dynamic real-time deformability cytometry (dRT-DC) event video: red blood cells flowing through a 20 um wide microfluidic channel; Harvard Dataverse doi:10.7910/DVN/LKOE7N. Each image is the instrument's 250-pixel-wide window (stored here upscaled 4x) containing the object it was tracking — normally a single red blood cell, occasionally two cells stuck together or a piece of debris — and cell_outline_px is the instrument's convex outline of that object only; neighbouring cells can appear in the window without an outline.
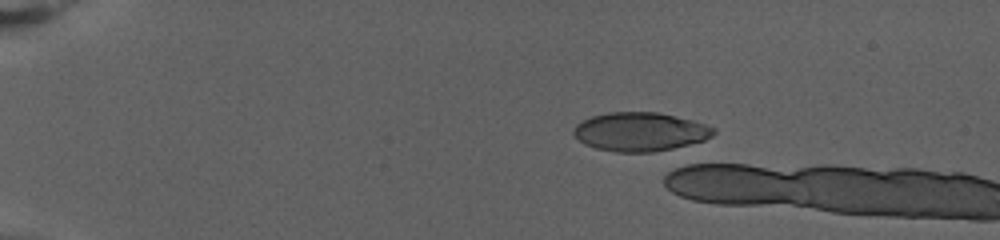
{"species": "human", "species_latin": "Homo sapiens", "temperature_condition": "warm", "stored_images_in_passage": 16, "camera_frame_rate_fps": 3000, "um_per_image_px": 0.085, "donor": {"sex": "female"}, "frame": {"image": 1, "passage_image": 12, "time_ms": 3.667, "image_size_px": [1000, 240], "cell_outline_px": [[716, 132], [712, 136], [704, 140], [672, 148], [652, 152], [616, 152], [596, 148], [584, 144], [572, 132], [576, 124], [592, 116], [608, 112], [660, 112], [692, 120], [716, 128]], "centroid_in_image_um": [54.41, 11.19], "position_along_channel_um": 30.6, "area_um2": 31.5}}